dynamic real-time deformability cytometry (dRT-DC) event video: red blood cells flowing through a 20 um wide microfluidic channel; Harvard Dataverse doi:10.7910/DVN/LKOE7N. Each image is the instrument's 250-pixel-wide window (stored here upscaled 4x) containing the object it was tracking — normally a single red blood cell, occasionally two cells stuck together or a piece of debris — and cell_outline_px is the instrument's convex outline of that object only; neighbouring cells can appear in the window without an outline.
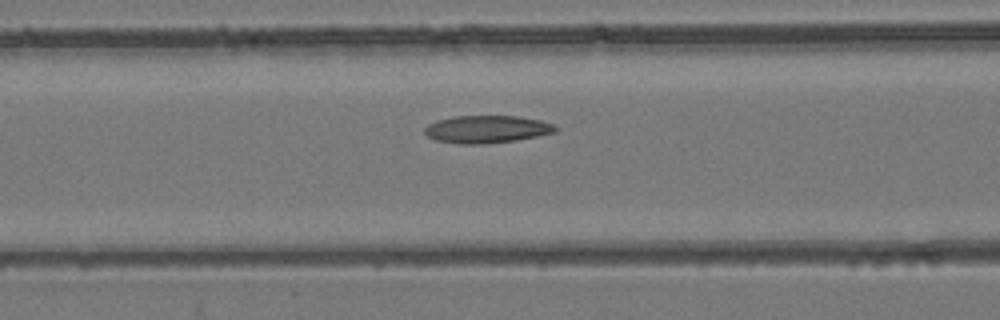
{"species": "common noctule bat (a hibernating species)", "species_latin": "Nyctalus noctula", "temperature_condition": "room temperature", "stored_images_in_passage": 35, "camera_frame_rate_fps": 3000, "um_per_image_px": 0.085, "animal": {"sex": "female", "body_mass_g": 24.6, "forearm_length_mm": 56.2}, "frame": {"image": 1, "passage_image": 14, "time_ms": 4.333, "image_size_px": [1000, 320], "cell_outline_px": [[556, 132], [516, 140], [480, 144], [456, 144], [436, 140], [428, 136], [424, 132], [424, 128], [428, 124], [436, 120], [452, 116], [516, 116], [540, 120], [552, 124], [556, 128]], "centroid_in_image_um": [41.32, 10.98], "position_along_channel_um": 125.3, "area_um2": 20.92}}
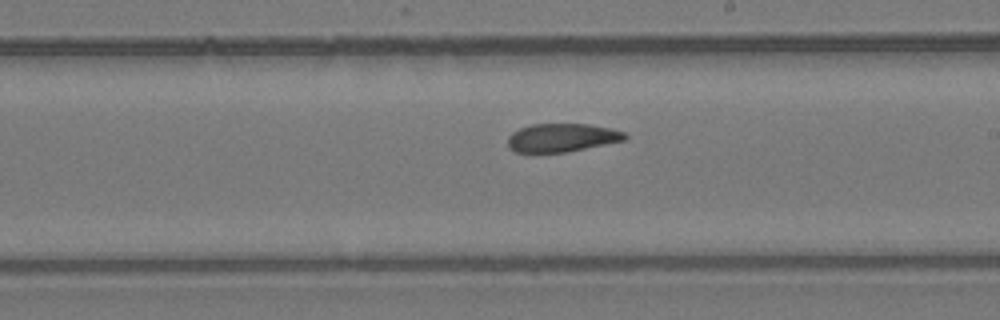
{"frame": {"image": 2, "passage_image": 23, "time_ms": 7.333, "image_size_px": [1000, 320], "cell_outline_px": [[628, 136], [624, 140], [564, 152], [516, 152], [508, 148], [508, 136], [512, 132], [520, 128], [532, 124], [588, 124], [612, 128], [624, 132]], "centroid_in_image_um": [47.73, 11.69], "position_along_channel_um": 241.3, "area_um2": 19.19}}
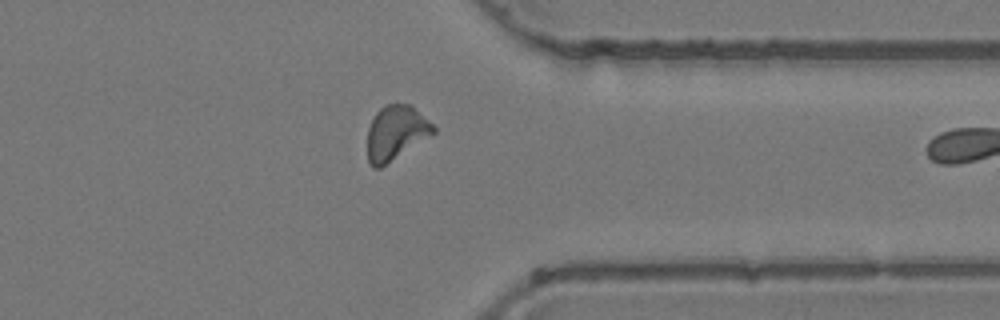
{"frame": {"image": 3, "passage_image": 34, "time_ms": 11.0, "image_size_px": [1000, 320], "cell_outline_px": [[436, 132], [380, 168], [372, 168], [368, 160], [368, 128], [376, 112], [384, 104], [412, 104], [436, 128]], "centroid_in_image_um": [33.65, 11.27], "position_along_channel_um": 377.8, "area_um2": 20.81}}